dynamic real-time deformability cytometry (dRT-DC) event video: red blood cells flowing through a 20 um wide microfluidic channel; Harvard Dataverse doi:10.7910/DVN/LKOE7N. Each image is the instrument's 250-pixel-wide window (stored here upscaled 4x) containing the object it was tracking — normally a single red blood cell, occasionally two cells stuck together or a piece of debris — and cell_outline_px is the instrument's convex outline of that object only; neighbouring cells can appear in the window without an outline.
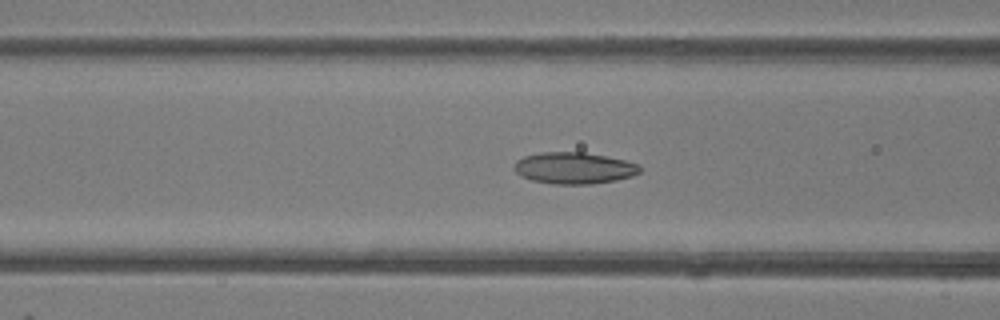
{"species": "common noctule bat (a hibernating species)", "species_latin": "Nyctalus noctula", "temperature_condition": "room temperature", "stored_images_in_passage": 50, "camera_frame_rate_fps": 3000, "um_per_image_px": 0.085, "animal": {"sex": "female"}, "frame": {"image": 1, "passage_image": 19, "time_ms": 6.0, "image_size_px": [1000, 320], "cell_outline_px": [[640, 172], [632, 176], [616, 180], [592, 184], [552, 184], [532, 180], [520, 176], [512, 168], [516, 160], [524, 156], [540, 152], [584, 152], [624, 160], [636, 164], [640, 168]], "centroid_in_image_um": [48.74, 14.29], "position_along_channel_um": 117.9, "area_um2": 23.12}}
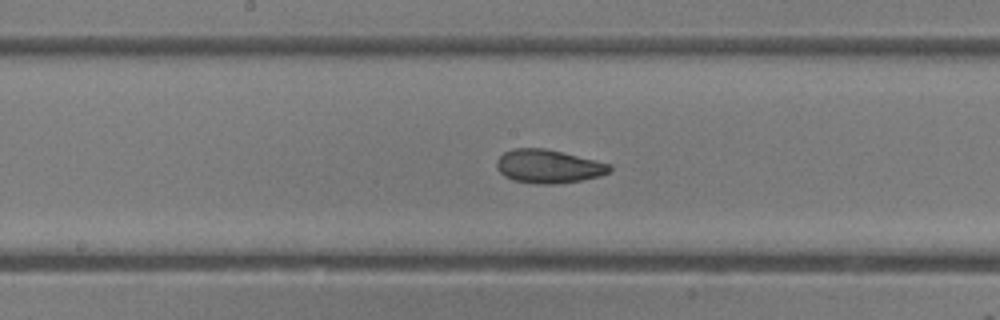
{"frame": {"image": 2, "passage_image": 25, "time_ms": 8.0, "image_size_px": [1000, 320], "cell_outline_px": [[612, 168], [608, 172], [600, 176], [580, 180], [556, 184], [536, 184], [512, 180], [504, 176], [496, 168], [496, 160], [504, 152], [512, 148], [544, 148], [612, 164]], "centroid_in_image_um": [46.58, 14.14], "position_along_channel_um": 201.6, "area_um2": 22.08}}
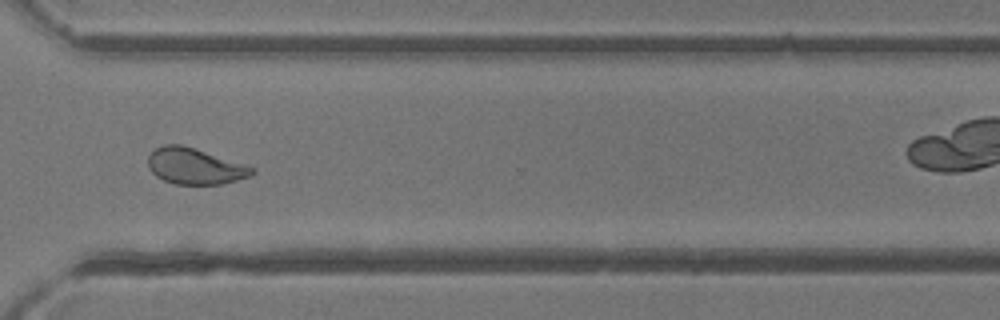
{"frame": {"image": 3, "passage_image": 36, "time_ms": 11.667, "image_size_px": [1000, 320], "cell_outline_px": [[256, 172], [252, 176], [220, 184], [176, 184], [164, 180], [156, 176], [148, 168], [148, 156], [156, 148], [164, 144], [180, 144], [244, 164], [256, 168]], "centroid_in_image_um": [16.56, 14.13], "position_along_channel_um": 354.0, "area_um2": 21.68}, "authors_computed_cell_mechanics": {"area_um2": 23.12, "velocity_mm_per_s": 4.1793, "shape_relaxation_time_tau1_ms": 4.7633, "shape_relaxation_time_tau2_ms": 1.5997, "deformation_change_tau1": 0.166, "deformation_change_tau2": 0.0747}}